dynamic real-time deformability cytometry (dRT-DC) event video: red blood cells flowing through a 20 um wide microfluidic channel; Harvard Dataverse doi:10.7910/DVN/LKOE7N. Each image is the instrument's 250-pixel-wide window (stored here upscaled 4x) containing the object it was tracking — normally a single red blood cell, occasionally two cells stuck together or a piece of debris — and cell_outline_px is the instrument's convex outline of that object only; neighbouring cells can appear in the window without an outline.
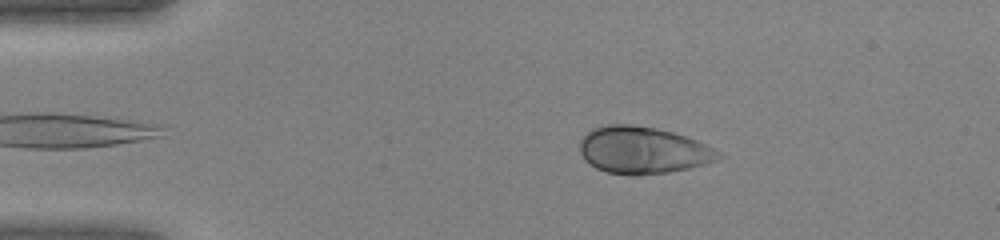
{"species": "human", "species_latin": "Homo sapiens", "temperature_condition": "warm", "stored_images_in_passage": 41, "camera_frame_rate_fps": 3000, "um_per_image_px": 0.085, "donor": {"sex": "female"}, "frame": {"image": 1, "passage_image": 5, "time_ms": 1.333, "image_size_px": [1000, 240], "cell_outline_px": [[728, 156], [704, 164], [688, 168], [668, 172], [636, 176], [632, 176], [608, 172], [596, 168], [584, 160], [580, 152], [580, 140], [592, 128], [608, 124], [632, 124], [656, 128], [672, 132], [708, 144]], "centroid_in_image_um": [54.67, 12.77], "position_along_channel_um": 30.3, "area_um2": 38.32}}
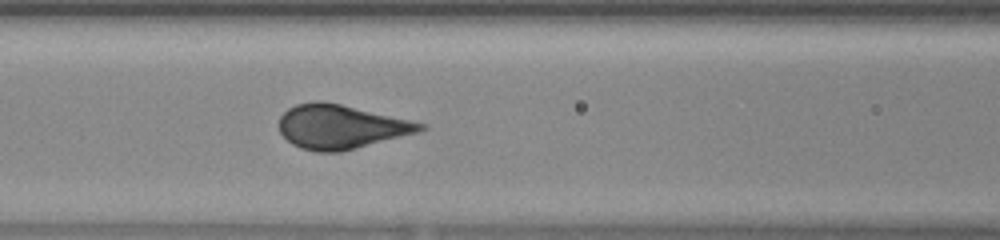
{"frame": {"image": 2, "passage_image": 16, "time_ms": 5.0, "image_size_px": [1000, 240], "cell_outline_px": [[428, 128], [420, 132], [340, 152], [316, 152], [300, 148], [292, 144], [280, 132], [276, 124], [280, 116], [288, 108], [296, 104], [316, 100], [320, 100], [340, 104], [428, 124]], "centroid_in_image_um": [28.95, 10.77], "position_along_channel_um": 137.6, "area_um2": 36.47}}
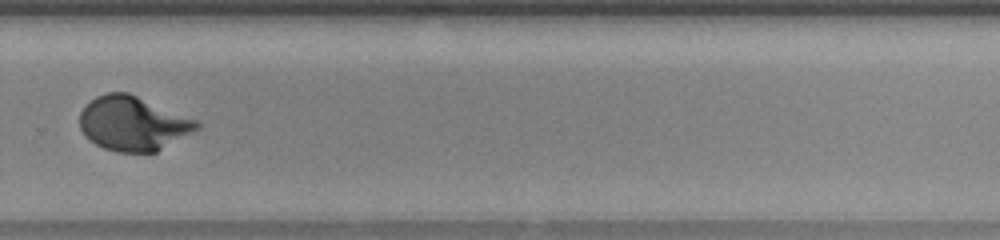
{"frame": {"image": 3, "passage_image": 28, "time_ms": 9.0, "image_size_px": [1000, 240], "cell_outline_px": [[200, 128], [156, 152], [116, 152], [104, 148], [88, 140], [84, 136], [80, 128], [80, 112], [84, 104], [96, 96], [108, 92], [128, 92], [196, 120], [200, 124]], "centroid_in_image_um": [11.26, 10.5], "position_along_channel_um": 318.5, "area_um2": 37.05}}